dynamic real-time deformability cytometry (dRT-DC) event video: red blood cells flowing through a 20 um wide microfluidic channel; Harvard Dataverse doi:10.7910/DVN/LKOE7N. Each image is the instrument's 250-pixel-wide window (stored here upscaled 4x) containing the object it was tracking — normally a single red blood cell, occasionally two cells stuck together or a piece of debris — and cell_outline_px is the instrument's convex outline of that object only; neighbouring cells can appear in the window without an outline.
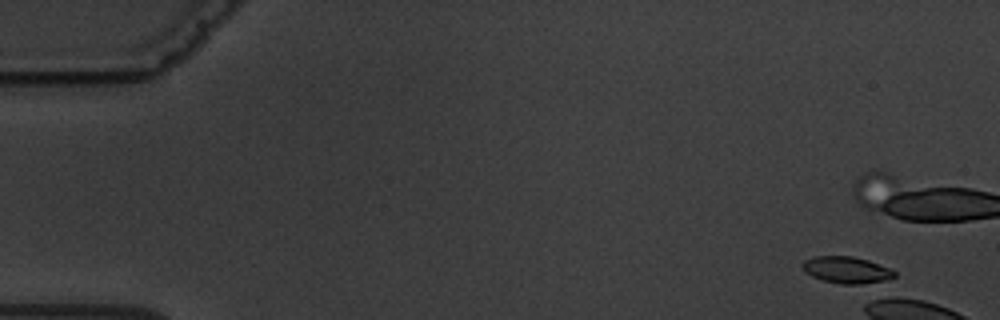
{"species": "common noctule bat (a hibernating species)", "species_latin": "Nyctalus noctula", "temperature_condition": "warm", "stored_images_in_passage": 8, "camera_frame_rate_fps": 3000, "um_per_image_px": 0.085, "animal": {"sex": "male", "body_mass_g": 19.5, "forearm_length_mm": 54.6}, "frame": {"image": 1, "passage_image": 1, "time_ms": 0.0, "image_size_px": [1000, 320], "cell_outline_px": [[896, 276], [876, 284], [840, 284], [824, 280], [812, 276], [804, 272], [800, 264], [804, 260], [812, 256], [852, 256], [868, 260], [888, 268], [896, 272]], "centroid_in_image_um": [71.95, 22.95], "position_along_channel_um": 13.0, "area_um2": 14.57}}